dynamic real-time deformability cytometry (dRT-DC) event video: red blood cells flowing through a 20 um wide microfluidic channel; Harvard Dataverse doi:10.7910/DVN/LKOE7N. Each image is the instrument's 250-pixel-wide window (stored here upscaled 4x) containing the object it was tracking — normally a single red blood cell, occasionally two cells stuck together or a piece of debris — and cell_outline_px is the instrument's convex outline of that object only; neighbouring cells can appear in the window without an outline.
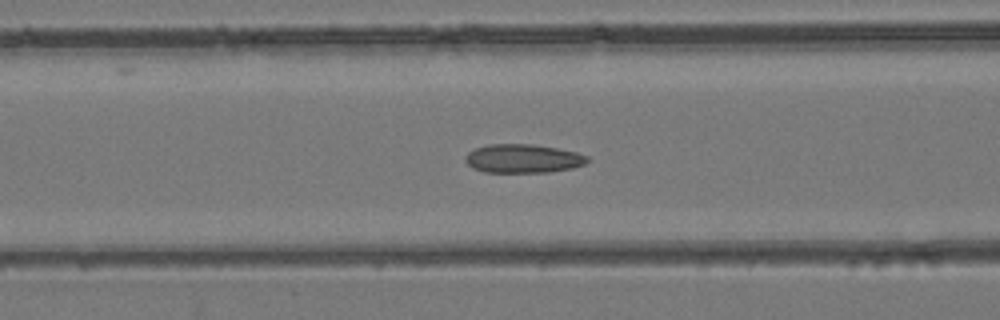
{"species": "common noctule bat (a hibernating species)", "species_latin": "Nyctalus noctula", "temperature_condition": "room temperature", "stored_images_in_passage": 39, "camera_frame_rate_fps": 3000, "um_per_image_px": 0.085, "animal": {"sex": "female", "body_mass_g": 24.6, "forearm_length_mm": 56.2}, "frame": {"image": 1, "passage_image": 15, "time_ms": 4.667, "image_size_px": [1000, 320], "cell_outline_px": [[588, 160], [584, 164], [572, 168], [548, 172], [484, 172], [472, 168], [464, 160], [464, 156], [468, 152], [476, 148], [488, 144], [532, 144], [556, 148], [576, 152], [588, 156]], "centroid_in_image_um": [44.42, 13.48], "position_along_channel_um": 122.2, "area_um2": 20.4}}
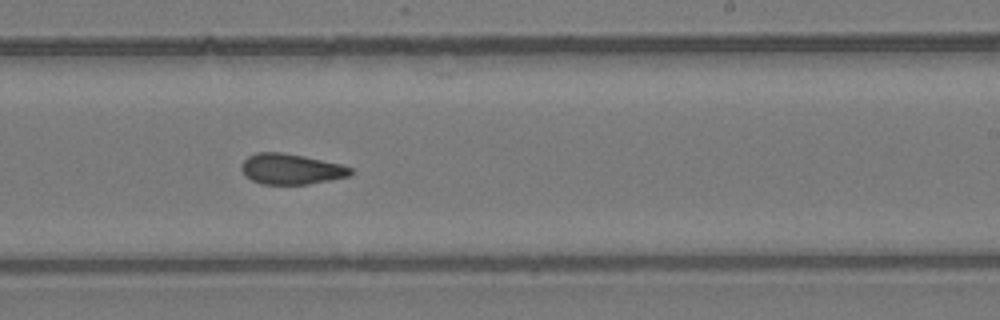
{"frame": {"image": 2, "passage_image": 25, "time_ms": 8.0, "image_size_px": [1000, 320], "cell_outline_px": [[352, 172], [348, 176], [308, 184], [260, 184], [244, 176], [240, 168], [240, 164], [248, 156], [256, 152], [280, 152], [304, 156], [340, 164], [352, 168]], "centroid_in_image_um": [24.67, 14.36], "position_along_channel_um": 264.3, "area_um2": 19.42}}
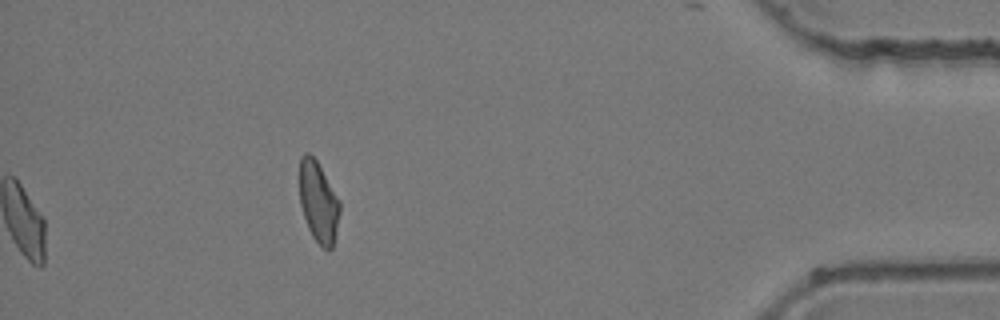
{"frame": {"image": 3, "passage_image": 39, "time_ms": 12.667, "image_size_px": [1000, 320], "cell_outline_px": [[340, 212], [332, 248], [328, 252], [312, 236], [308, 228], [300, 204], [300, 156], [304, 152], [308, 152], [316, 160], [340, 200]], "centroid_in_image_um": [27.07, 17.16], "position_along_channel_um": 408.1, "area_um2": 18.84}}